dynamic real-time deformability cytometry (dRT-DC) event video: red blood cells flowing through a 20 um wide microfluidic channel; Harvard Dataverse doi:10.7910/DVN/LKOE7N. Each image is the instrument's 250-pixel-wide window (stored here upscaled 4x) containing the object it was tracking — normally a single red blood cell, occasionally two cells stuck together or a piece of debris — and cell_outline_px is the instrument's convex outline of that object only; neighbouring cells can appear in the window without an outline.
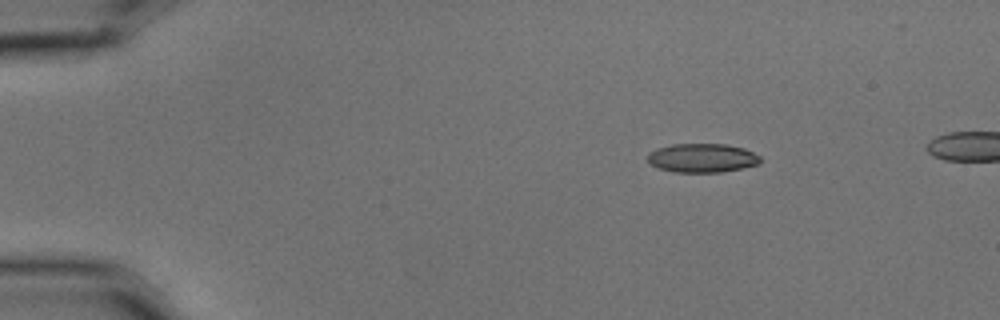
{"species": "common noctule bat (a hibernating species)", "species_latin": "Nyctalus noctula", "temperature_condition": "cold", "stored_images_in_passage": 8, "camera_frame_rate_fps": 3000, "um_per_image_px": 0.085, "animal": {"sex": "male", "body_mass_g": 15.6}, "frame": {"image": 1, "passage_image": 2, "time_ms": 0.333, "image_size_px": [1000, 320], "cell_outline_px": [[760, 164], [744, 168], [720, 172], [676, 172], [660, 168], [648, 164], [648, 152], [656, 148], [672, 144], [724, 144], [744, 148], [760, 156]], "centroid_in_image_um": [59.68, 13.42], "position_along_channel_um": 25.3, "area_um2": 19.07}}
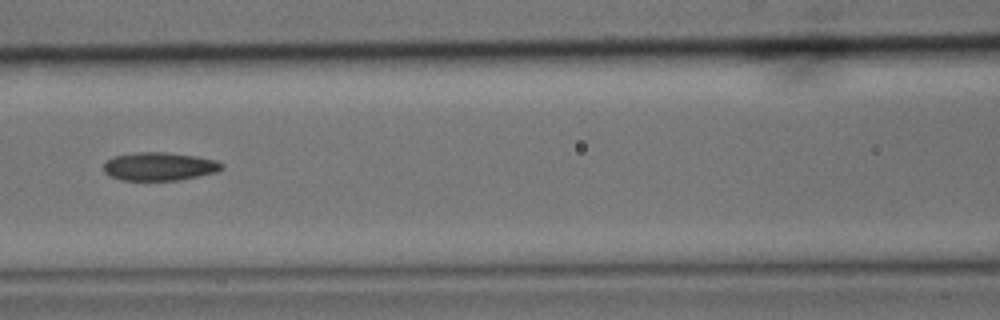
{"frame": {"image": 2, "passage_image": 6, "time_ms": 1.667, "image_size_px": [1000, 320], "cell_outline_px": [[224, 168], [216, 172], [180, 180], [120, 180], [104, 172], [104, 160], [112, 156], [136, 152], [164, 152], [196, 156], [216, 160], [224, 164]], "centroid_in_image_um": [13.53, 14.14], "position_along_channel_um": 153.1, "area_um2": 19.59}}
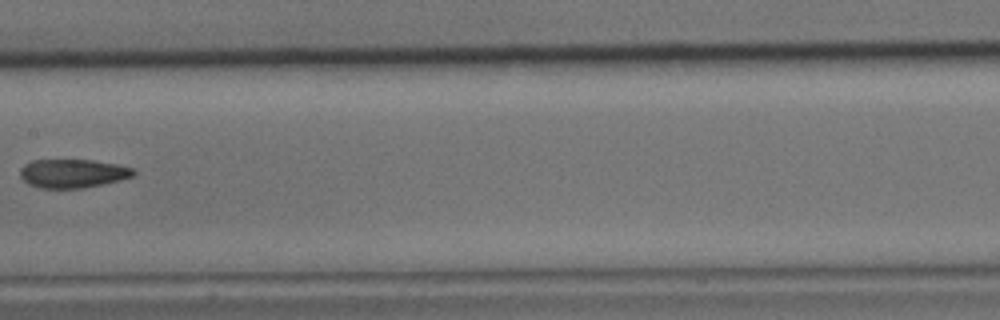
{"frame": {"image": 3, "passage_image": 7, "time_ms": 2.0, "image_size_px": [1000, 320], "cell_outline_px": [[136, 172], [132, 176], [120, 180], [80, 188], [40, 188], [28, 184], [20, 176], [20, 168], [24, 164], [32, 160], [92, 160], [116, 164], [132, 168]], "centroid_in_image_um": [6.14, 14.73], "position_along_channel_um": 201.3, "area_um2": 18.79}}